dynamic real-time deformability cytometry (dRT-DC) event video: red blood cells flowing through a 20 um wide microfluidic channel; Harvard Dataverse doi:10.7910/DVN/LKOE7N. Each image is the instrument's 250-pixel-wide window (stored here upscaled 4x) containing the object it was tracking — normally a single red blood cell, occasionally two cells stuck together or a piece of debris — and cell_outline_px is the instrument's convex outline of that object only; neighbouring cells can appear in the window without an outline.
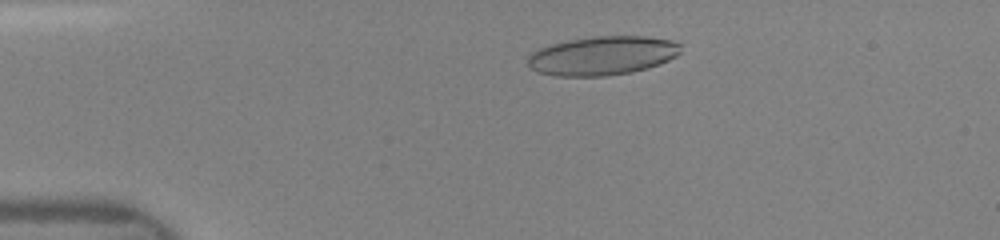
{"species": "human", "species_latin": "Homo sapiens", "temperature_condition": "room temperature", "stored_images_in_passage": 46, "camera_frame_rate_fps": 3000, "um_per_image_px": 0.085, "donor": {"sex": "female"}, "frame": {"image": 1, "passage_image": 9, "time_ms": 2.667, "image_size_px": [1000, 240], "cell_outline_px": [[680, 52], [676, 56], [660, 64], [648, 68], [632, 72], [604, 76], [556, 76], [540, 72], [532, 68], [528, 64], [528, 56], [532, 52], [548, 44], [568, 40], [596, 36], [644, 36], [668, 40], [680, 44]], "centroid_in_image_um": [51.19, 4.73], "position_along_channel_um": 33.8, "area_um2": 34.56}}
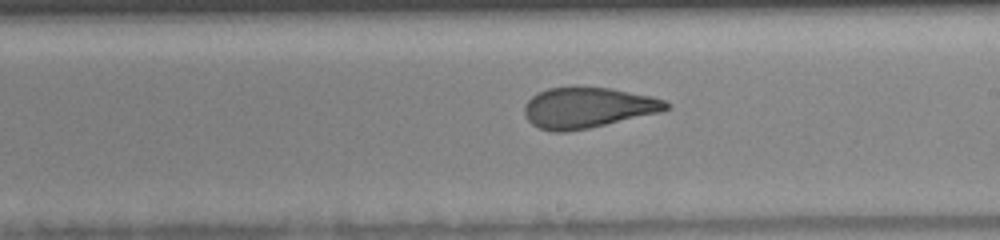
{"frame": {"image": 2, "passage_image": 27, "time_ms": 8.667, "image_size_px": [1000, 240], "cell_outline_px": [[672, 104], [668, 108], [660, 112], [588, 128], [564, 132], [552, 132], [540, 128], [532, 124], [528, 120], [524, 112], [524, 104], [536, 92], [548, 88], [608, 88], [652, 96], [664, 100]], "centroid_in_image_um": [49.94, 9.16], "position_along_channel_um": 239.1, "area_um2": 33.18}}
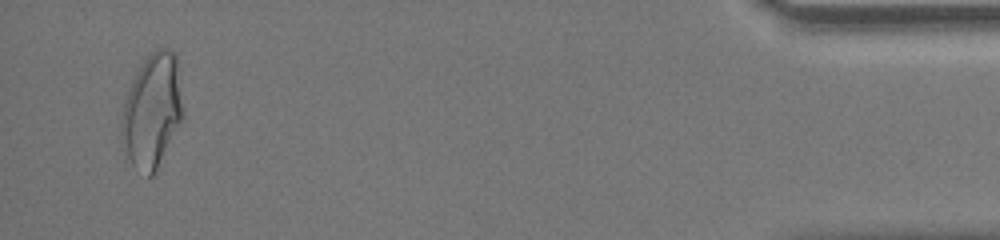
{"frame": {"image": 3, "passage_image": 45, "time_ms": 14.667, "image_size_px": [1000, 240], "cell_outline_px": [[184, 120], [152, 176], [148, 176], [132, 164], [128, 156], [120, 124], [124, 100], [132, 80], [144, 60], [156, 48], [172, 48], [176, 52], [184, 108]], "centroid_in_image_um": [12.99, 9.36], "position_along_channel_um": 422.2, "area_um2": 40.86}}